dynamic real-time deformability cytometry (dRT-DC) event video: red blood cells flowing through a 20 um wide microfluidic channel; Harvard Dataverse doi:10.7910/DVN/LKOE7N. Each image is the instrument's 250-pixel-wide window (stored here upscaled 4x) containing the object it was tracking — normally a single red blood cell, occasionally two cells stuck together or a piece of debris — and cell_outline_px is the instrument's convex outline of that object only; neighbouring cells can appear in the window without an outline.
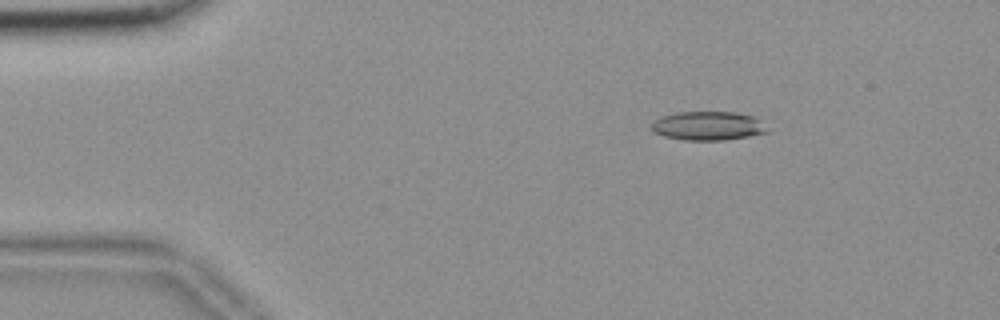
{"species": "common noctule bat (a hibernating species)", "species_latin": "Nyctalus noctula", "temperature_condition": "room temperature", "stored_images_in_passage": 56, "camera_frame_rate_fps": 3000, "um_per_image_px": 0.085, "animal": {"sex": "female", "body_mass_g": 18.4}, "frame": {"image": 1, "passage_image": 9, "time_ms": 2.667, "image_size_px": [1000, 320], "cell_outline_px": [[772, 132], [724, 140], [684, 140], [664, 136], [656, 132], [652, 128], [652, 120], [660, 116], [676, 112], [736, 112], [756, 116]], "centroid_in_image_um": [60.22, 10.69], "position_along_channel_um": 24.8, "area_um2": 19.71}}
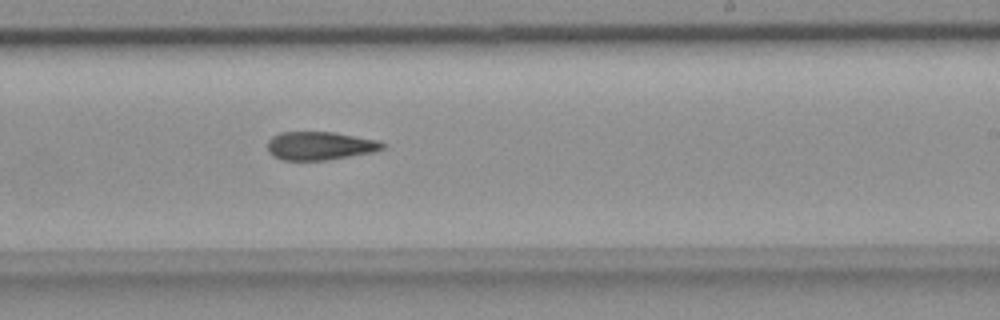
{"frame": {"image": 2, "passage_image": 34, "time_ms": 11.0, "image_size_px": [1000, 320], "cell_outline_px": [[384, 148], [372, 152], [328, 160], [280, 160], [272, 156], [268, 152], [268, 140], [272, 136], [280, 132], [332, 132], [380, 140], [384, 144]], "centroid_in_image_um": [27.16, 12.39], "position_along_channel_um": 261.8, "area_um2": 19.07}}
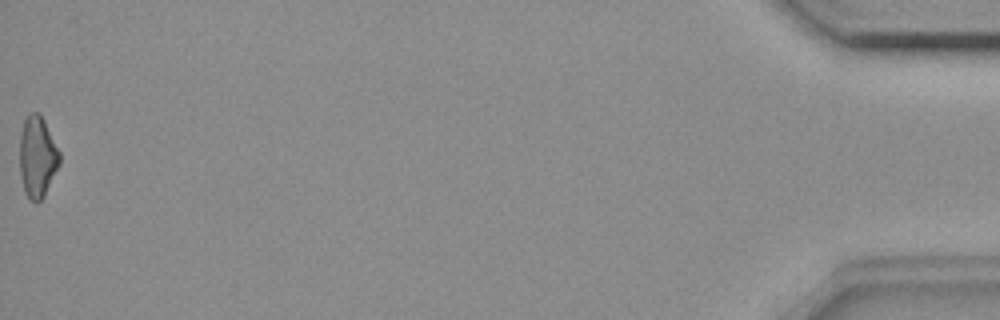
{"frame": {"image": 3, "passage_image": 56, "time_ms": 18.333, "image_size_px": [1000, 320], "cell_outline_px": [[60, 164], [44, 196], [36, 204], [24, 192], [20, 172], [20, 132], [24, 120], [28, 112], [40, 112], [60, 152]], "centroid_in_image_um": [3.18, 13.3], "position_along_channel_um": 432.0, "area_um2": 19.02}, "authors_computed_cell_mechanics": {"area_um2": 19.5942, "velocity_mm_per_s": 3.6942, "shape_relaxation_time_tau1_ms": null, "shape_relaxation_time_tau2_ms": 10.686, "deformation_change_tau1": null, "deformation_change_tau2": 0.252}}